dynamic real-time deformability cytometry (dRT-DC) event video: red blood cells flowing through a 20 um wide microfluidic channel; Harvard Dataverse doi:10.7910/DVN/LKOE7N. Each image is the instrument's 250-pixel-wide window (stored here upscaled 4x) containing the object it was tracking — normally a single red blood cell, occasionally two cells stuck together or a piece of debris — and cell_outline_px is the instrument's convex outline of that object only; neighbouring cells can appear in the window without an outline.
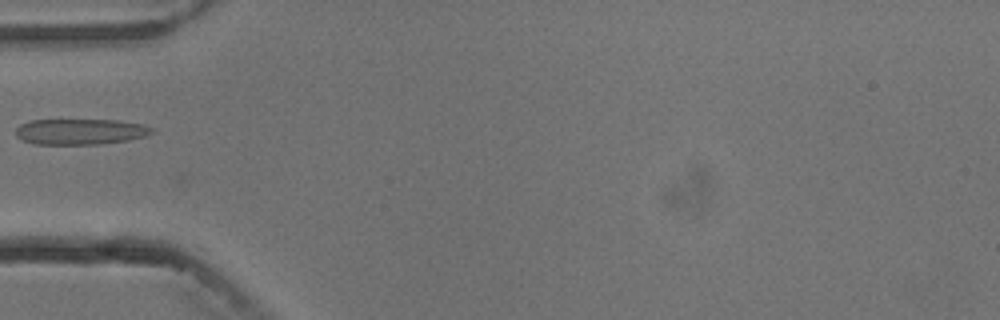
{"species": "common noctule bat (a hibernating species)", "species_latin": "Nyctalus noctula", "temperature_condition": "cold", "stored_images_in_passage": 5, "camera_frame_rate_fps": 3000, "um_per_image_px": 0.085, "animal": {"sex": "male", "body_mass_g": 13.3}, "frame": {"image": 1, "passage_image": 5, "time_ms": 5.667, "image_size_px": [1000, 320], "cell_outline_px": [[156, 132], [144, 136], [128, 140], [100, 144], [36, 144], [20, 140], [16, 136], [16, 128], [20, 124], [32, 120], [120, 120], [144, 124], [152, 128]], "centroid_in_image_um": [6.84, 11.19], "position_along_channel_um": 78.2, "area_um2": 20.58}}